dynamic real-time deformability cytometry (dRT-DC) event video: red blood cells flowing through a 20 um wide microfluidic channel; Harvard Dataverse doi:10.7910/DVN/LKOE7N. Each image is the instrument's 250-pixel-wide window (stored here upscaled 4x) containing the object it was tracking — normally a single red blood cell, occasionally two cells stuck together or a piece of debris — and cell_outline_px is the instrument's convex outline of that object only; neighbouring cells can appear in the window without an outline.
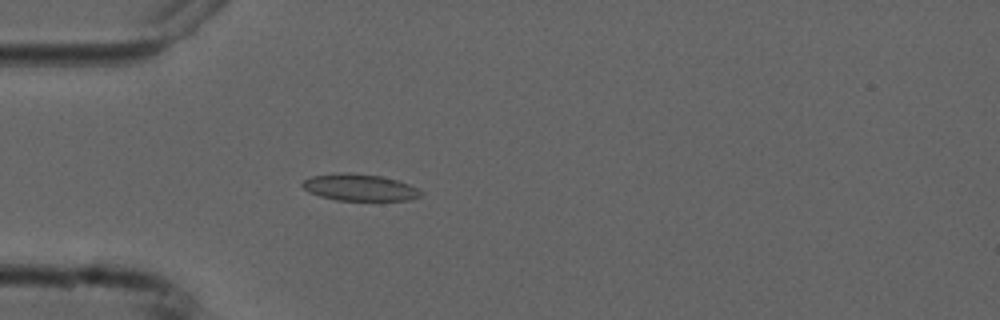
{"species": "common noctule bat (a hibernating species)", "species_latin": "Nyctalus noctula", "temperature_condition": "cold", "stored_images_in_passage": 2, "camera_frame_rate_fps": 3000, "um_per_image_px": 0.085, "animal": {"sex": "male", "forearm_length_mm": 52.5}, "frame": {"image": 1, "passage_image": 2, "time_ms": 1.333, "image_size_px": [1000, 320], "cell_outline_px": [[424, 192], [420, 196], [408, 200], [336, 200], [320, 196], [308, 192], [300, 184], [304, 180], [312, 176], [344, 172], [348, 172], [380, 176], [396, 180], [408, 184]], "centroid_in_image_um": [30.54, 15.93], "position_along_channel_um": 54.5, "area_um2": 18.32}}